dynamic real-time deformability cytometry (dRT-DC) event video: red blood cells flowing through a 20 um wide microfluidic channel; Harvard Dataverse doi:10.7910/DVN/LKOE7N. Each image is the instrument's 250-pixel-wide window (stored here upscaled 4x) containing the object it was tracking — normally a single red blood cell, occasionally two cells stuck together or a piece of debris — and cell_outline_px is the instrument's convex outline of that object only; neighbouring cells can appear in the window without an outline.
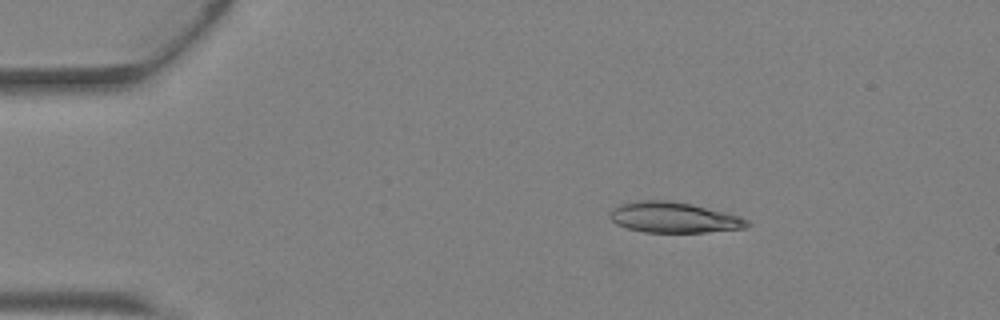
{"species": "Egyptian fruit bat (a non-hibernating species)", "species_latin": "Rousettus aegyptiacus", "temperature_condition": "warm", "stored_images_in_passage": 3, "camera_frame_rate_fps": 3000, "um_per_image_px": 0.085, "animal": {"sex": "female"}, "frame": {"image": 1, "passage_image": 1, "time_ms": 0.0, "image_size_px": [1000, 320], "cell_outline_px": [[752, 224], [744, 228], [704, 232], [644, 232], [628, 228], [616, 224], [608, 216], [608, 212], [612, 208], [620, 204], [636, 200], [668, 200], [692, 204], [740, 216], [748, 220]], "centroid_in_image_um": [57.24, 18.47], "position_along_channel_um": 27.8, "area_um2": 24.57}}
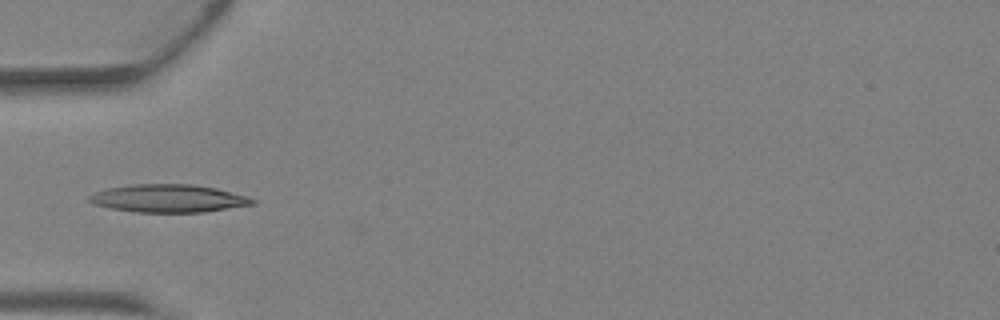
{"frame": {"image": 2, "passage_image": 3, "time_ms": 0.667, "image_size_px": [1000, 320], "cell_outline_px": [[256, 204], [204, 212], [136, 212], [112, 208], [96, 204], [88, 200], [88, 196], [96, 192], [108, 188], [132, 184], [192, 184], [216, 188], [248, 196], [256, 200]], "centroid_in_image_um": [14.37, 16.86], "position_along_channel_um": 70.6, "area_um2": 26.41}}